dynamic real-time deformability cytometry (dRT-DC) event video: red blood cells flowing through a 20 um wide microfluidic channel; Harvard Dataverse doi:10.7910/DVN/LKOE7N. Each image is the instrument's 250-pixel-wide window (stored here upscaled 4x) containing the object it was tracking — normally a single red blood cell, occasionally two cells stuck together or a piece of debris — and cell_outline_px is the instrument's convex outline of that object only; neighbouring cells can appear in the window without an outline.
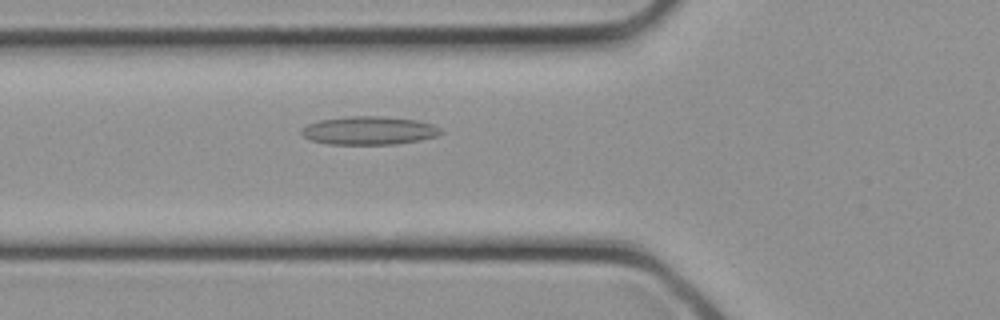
{"species": "common noctule bat (a hibernating species)", "species_latin": "Nyctalus noctula", "temperature_condition": "cold", "stored_images_in_passage": 30, "camera_frame_rate_fps": 3000, "um_per_image_px": 0.085, "animal": {"sex": "female", "body_mass_g": 21.9}, "frame": {"image": 1, "passage_image": 11, "time_ms": 3.333, "image_size_px": [1000, 320], "cell_outline_px": [[444, 132], [436, 136], [420, 140], [392, 144], [328, 144], [312, 140], [304, 136], [300, 132], [300, 128], [308, 124], [320, 120], [348, 116], [380, 116], [416, 120], [432, 124], [444, 128]], "centroid_in_image_um": [31.39, 11.09], "position_along_channel_um": 94.4, "area_um2": 23.0}}
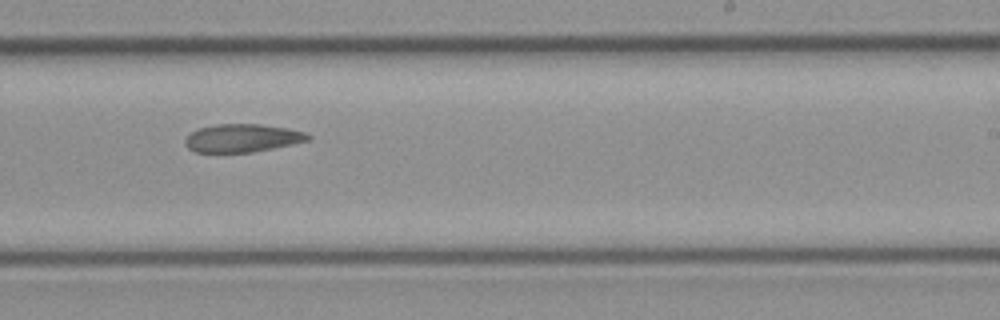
{"frame": {"image": 2, "passage_image": 19, "time_ms": 6.0, "image_size_px": [1000, 320], "cell_outline_px": [[312, 140], [252, 152], [196, 152], [188, 148], [184, 144], [184, 140], [196, 128], [216, 124], [260, 124], [288, 128], [308, 132], [312, 136]], "centroid_in_image_um": [20.63, 11.72], "position_along_channel_um": 268.4, "area_um2": 20.29}}
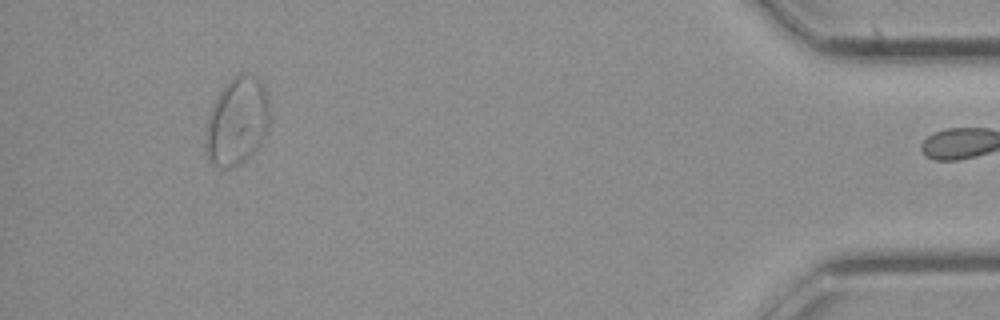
{"frame": {"image": 3, "passage_image": 29, "time_ms": 9.333, "image_size_px": [1000, 320], "cell_outline_px": [[272, 116], [268, 132], [260, 144], [240, 164], [228, 168], [216, 168], [208, 160], [204, 144], [208, 116], [212, 104], [216, 96], [224, 84], [228, 80], [240, 72], [244, 72], [256, 76], [264, 84], [268, 96]], "centroid_in_image_um": [20.17, 10.27], "position_along_channel_um": 415.0, "area_um2": 33.87}}